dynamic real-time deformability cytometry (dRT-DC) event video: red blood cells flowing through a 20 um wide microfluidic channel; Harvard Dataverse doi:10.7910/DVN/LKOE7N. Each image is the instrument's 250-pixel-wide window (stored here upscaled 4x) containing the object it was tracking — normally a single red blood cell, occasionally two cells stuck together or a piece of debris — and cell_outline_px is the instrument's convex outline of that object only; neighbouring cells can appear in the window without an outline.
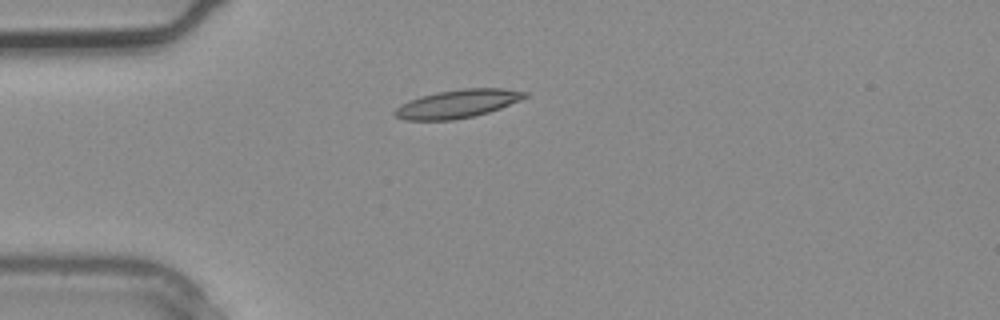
{"species": "common noctule bat (a hibernating species)", "species_latin": "Nyctalus noctula", "temperature_condition": "warm", "stored_images_in_passage": 3, "camera_frame_rate_fps": 3000, "um_per_image_px": 0.085, "animal": {"sex": "male", "body_mass_g": 20.4}, "frame": {"image": 1, "passage_image": 3, "time_ms": 0.667, "image_size_px": [1000, 320], "cell_outline_px": [[528, 96], [520, 100], [500, 108], [476, 116], [452, 120], [404, 120], [396, 116], [392, 112], [400, 104], [420, 96], [436, 92], [460, 88], [504, 88], [528, 92]], "centroid_in_image_um": [38.89, 8.81], "position_along_channel_um": 46.1, "area_um2": 21.56}}